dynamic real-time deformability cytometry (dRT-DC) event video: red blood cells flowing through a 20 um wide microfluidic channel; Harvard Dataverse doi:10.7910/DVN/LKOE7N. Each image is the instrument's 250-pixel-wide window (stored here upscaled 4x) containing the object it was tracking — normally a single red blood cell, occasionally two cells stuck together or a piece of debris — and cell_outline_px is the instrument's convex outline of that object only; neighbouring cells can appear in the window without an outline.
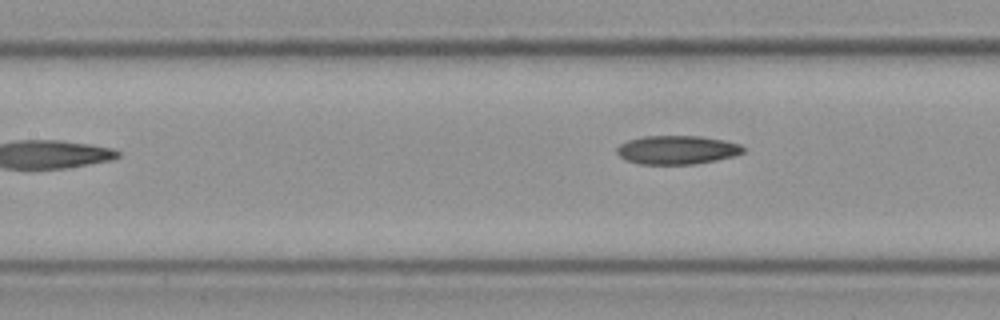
{"species": "Egyptian fruit bat (a non-hibernating species)", "species_latin": "Rousettus aegyptiacus", "temperature_condition": "cold", "stored_images_in_passage": 4, "camera_frame_rate_fps": 3000, "um_per_image_px": 0.085, "frame": {"image": 1, "passage_image": 4, "time_ms": 1.0, "image_size_px": [1000, 320], "cell_outline_px": [[744, 152], [732, 156], [716, 160], [692, 164], [640, 164], [628, 160], [620, 156], [616, 152], [616, 148], [620, 144], [628, 140], [644, 136], [700, 136], [724, 140], [740, 144], [744, 148]], "centroid_in_image_um": [57.54, 12.73], "position_along_channel_um": 149.9, "area_um2": 20.98}}